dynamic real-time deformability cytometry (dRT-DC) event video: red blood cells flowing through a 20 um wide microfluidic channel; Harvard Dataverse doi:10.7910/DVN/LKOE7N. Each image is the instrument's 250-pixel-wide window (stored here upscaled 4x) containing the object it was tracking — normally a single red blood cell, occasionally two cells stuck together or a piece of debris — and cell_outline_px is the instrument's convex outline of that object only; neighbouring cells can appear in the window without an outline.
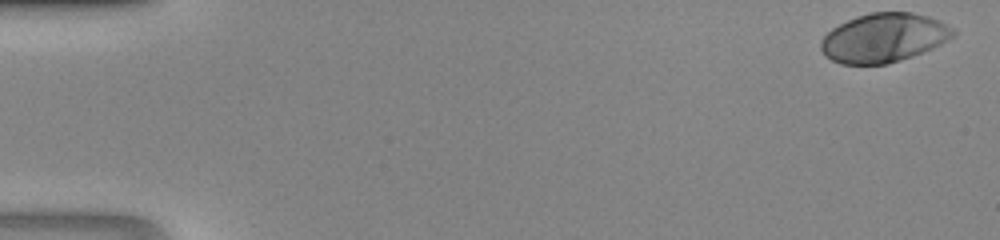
{"species": "human", "species_latin": "Homo sapiens", "temperature_condition": "room temperature", "stored_images_in_passage": 39, "camera_frame_rate_fps": 3000, "um_per_image_px": 0.085, "donor": {"sex": "male"}, "frame": {"image": 1, "passage_image": 1, "time_ms": 0.0, "image_size_px": [1000, 240], "cell_outline_px": [[956, 32], [952, 36], [940, 44], [932, 48], [912, 56], [888, 64], [840, 64], [824, 56], [820, 48], [820, 40], [832, 28], [856, 16], [872, 12], [912, 12], [928, 16], [944, 24]], "centroid_in_image_um": [75.06, 3.22], "position_along_channel_um": 9.9, "area_um2": 37.45}}
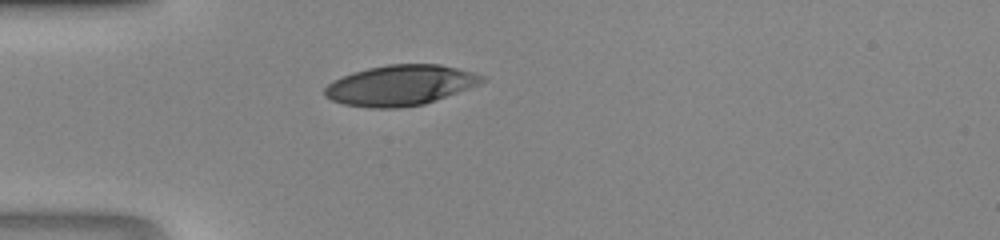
{"frame": {"image": 2, "passage_image": 14, "time_ms": 4.333, "image_size_px": [1000, 240], "cell_outline_px": [[488, 80], [480, 84], [436, 100], [424, 104], [400, 108], [368, 108], [344, 104], [332, 100], [324, 96], [324, 88], [332, 80], [352, 72], [368, 68], [388, 64], [440, 64], [472, 72], [484, 76]], "centroid_in_image_um": [34.01, 7.25], "position_along_channel_um": 51.0, "area_um2": 37.17}}
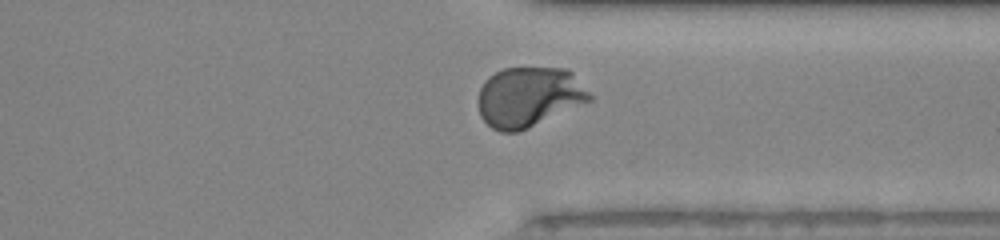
{"frame": {"image": 3, "passage_image": 36, "time_ms": 11.667, "image_size_px": [1000, 240], "cell_outline_px": [[592, 100], [520, 132], [500, 132], [492, 128], [480, 116], [476, 104], [476, 100], [480, 88], [484, 80], [488, 76], [504, 68], [568, 68], [572, 72], [592, 96]], "centroid_in_image_um": [44.92, 8.25], "position_along_channel_um": 366.5, "area_um2": 39.36}}